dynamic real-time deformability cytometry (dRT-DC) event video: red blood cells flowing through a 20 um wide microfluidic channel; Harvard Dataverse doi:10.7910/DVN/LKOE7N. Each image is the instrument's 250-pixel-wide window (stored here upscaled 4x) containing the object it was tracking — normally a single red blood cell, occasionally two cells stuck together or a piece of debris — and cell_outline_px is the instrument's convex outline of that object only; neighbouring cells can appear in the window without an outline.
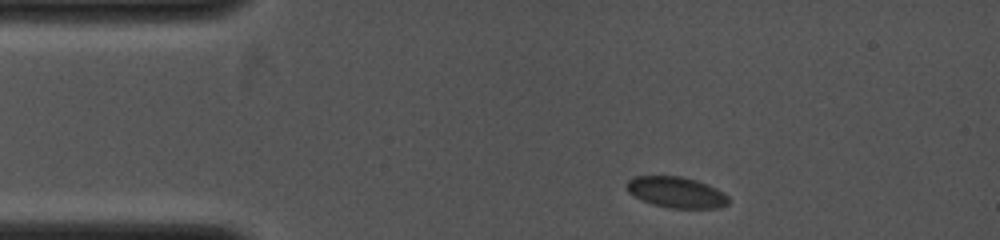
{"species": "common noctule bat (a hibernating species)", "species_latin": "Nyctalus noctula", "temperature_condition": "cold", "stored_images_in_passage": 26, "camera_frame_rate_fps": 4000, "um_per_image_px": 0.085, "animal": {"sex": "female", "body_mass_g": 19.0, "forearm_length_mm": 53.3}, "frame": {"image": 1, "passage_image": 1, "time_ms": 0.0, "image_size_px": [1000, 240], "cell_outline_px": [[728, 204], [720, 208], [672, 208], [652, 204], [628, 192], [628, 180], [632, 176], [680, 176], [696, 180], [708, 184], [724, 192], [728, 196]], "centroid_in_image_um": [57.53, 16.34], "position_along_channel_um": 27.5, "area_um2": 18.26}}
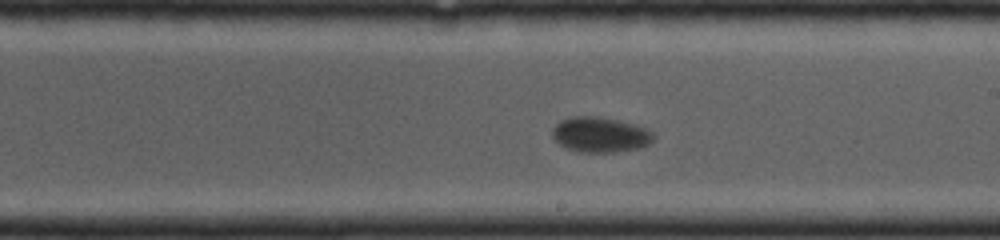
{"frame": {"image": 2, "passage_image": 12, "time_ms": 5.75, "image_size_px": [1000, 240], "cell_outline_px": [[656, 136], [648, 144], [640, 148], [616, 152], [576, 152], [560, 144], [552, 136], [552, 128], [560, 120], [572, 116], [588, 116], [620, 120], [636, 124], [648, 128]], "centroid_in_image_um": [51.04, 11.44], "position_along_channel_um": 238.0, "area_um2": 20.92}}
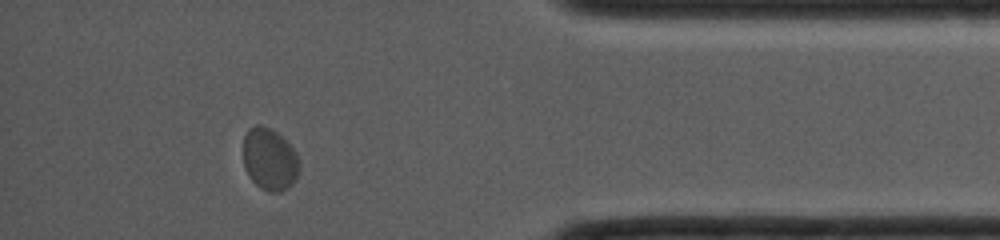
{"frame": {"image": 3, "passage_image": 22, "time_ms": 10.0, "image_size_px": [1000, 240], "cell_outline_px": [[300, 168], [296, 180], [288, 188], [280, 192], [268, 192], [260, 188], [248, 176], [244, 164], [244, 136], [248, 128], [256, 124], [260, 124], [272, 128], [296, 152], [300, 160]], "centroid_in_image_um": [22.93, 13.54], "position_along_channel_um": 412.3, "area_um2": 20.58}}